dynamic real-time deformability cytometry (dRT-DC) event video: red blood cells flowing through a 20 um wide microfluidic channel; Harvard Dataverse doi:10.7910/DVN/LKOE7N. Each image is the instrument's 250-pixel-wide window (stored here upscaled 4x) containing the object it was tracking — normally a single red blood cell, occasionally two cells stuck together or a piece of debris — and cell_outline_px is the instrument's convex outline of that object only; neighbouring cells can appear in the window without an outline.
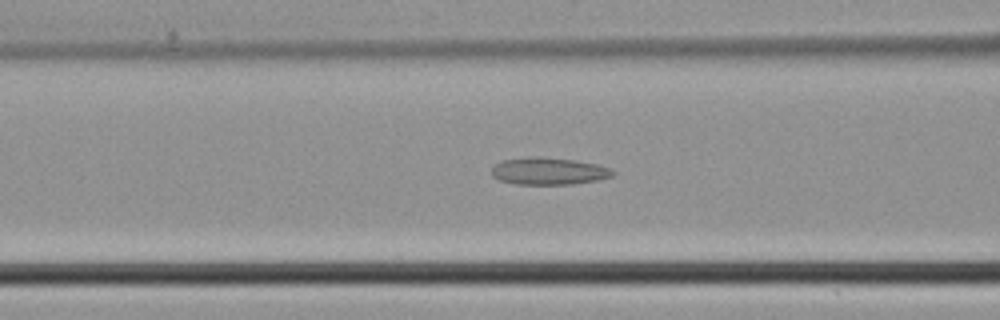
{"species": "common noctule bat (a hibernating species)", "species_latin": "Nyctalus noctula", "temperature_condition": "cold", "stored_images_in_passage": 47, "camera_frame_rate_fps": 3000, "um_per_image_px": 0.085, "animal": {"sex": "male", "body_mass_g": 21.5, "forearm_length_mm": 52.0}, "frame": {"image": 1, "passage_image": 19, "time_ms": 6.0, "image_size_px": [1000, 320], "cell_outline_px": [[616, 172], [612, 176], [596, 180], [572, 184], [516, 184], [500, 180], [492, 176], [492, 168], [496, 164], [504, 160], [532, 156], [540, 156], [576, 160], [596, 164], [608, 168]], "centroid_in_image_um": [46.63, 14.54], "position_along_channel_um": 120.0, "area_um2": 19.07}}
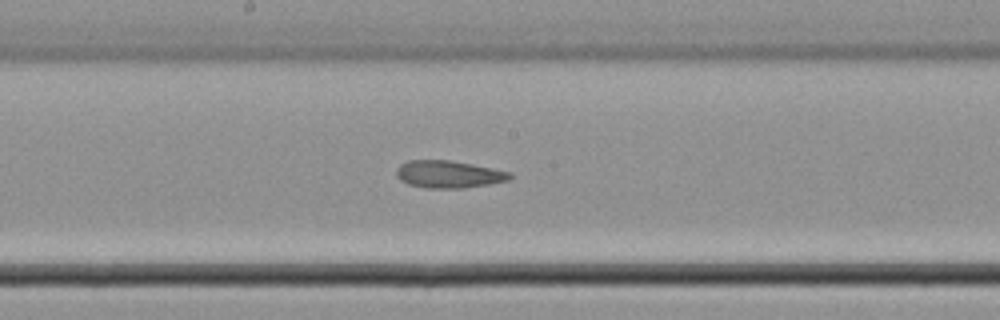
{"frame": {"image": 2, "passage_image": 25, "time_ms": 8.0, "image_size_px": [1000, 320], "cell_outline_px": [[512, 176], [508, 180], [488, 184], [464, 188], [428, 188], [408, 184], [400, 180], [396, 176], [396, 168], [400, 164], [408, 160], [448, 160], [472, 164], [512, 172]], "centroid_in_image_um": [38.11, 14.81], "position_along_channel_um": 210.1, "area_um2": 18.09}}
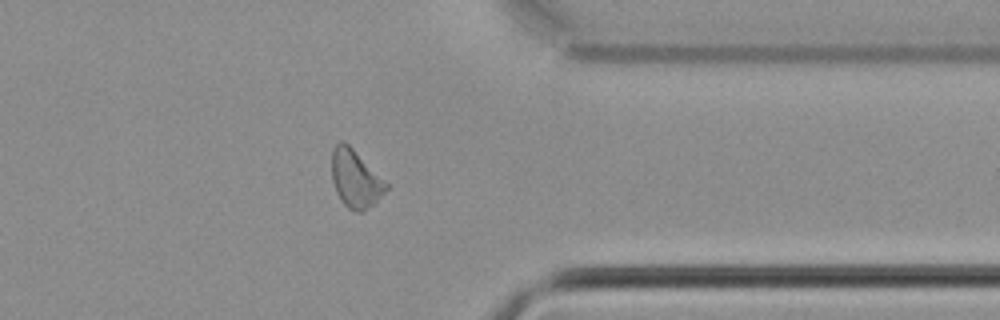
{"frame": {"image": 3, "passage_image": 37, "time_ms": 12.0, "image_size_px": [1000, 320], "cell_outline_px": [[388, 188], [368, 208], [360, 212], [352, 212], [344, 204], [336, 192], [332, 180], [332, 148], [340, 140], [344, 140], [388, 184]], "centroid_in_image_um": [30.18, 15.19], "position_along_channel_um": 381.2, "area_um2": 17.98}}